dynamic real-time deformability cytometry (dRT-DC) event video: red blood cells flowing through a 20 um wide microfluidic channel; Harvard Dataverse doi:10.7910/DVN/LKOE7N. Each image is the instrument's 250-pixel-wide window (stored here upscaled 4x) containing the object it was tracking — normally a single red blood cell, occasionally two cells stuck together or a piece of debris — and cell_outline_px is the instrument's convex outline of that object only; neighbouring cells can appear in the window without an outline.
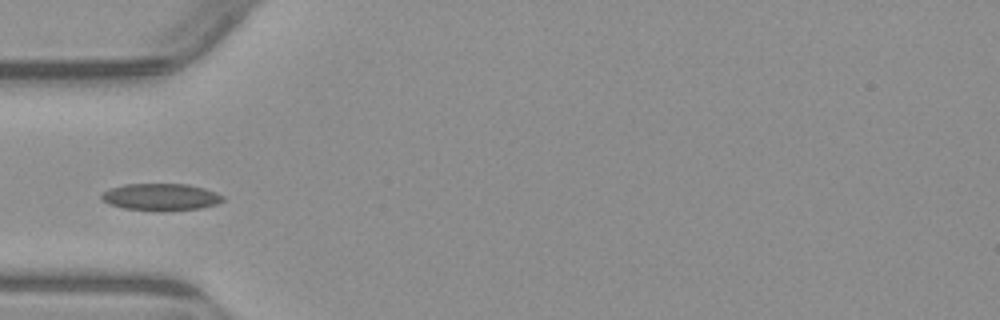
{"species": "common noctule bat (a hibernating species)", "species_latin": "Nyctalus noctula", "temperature_condition": "warm", "stored_images_in_passage": 5, "camera_frame_rate_fps": 3000, "um_per_image_px": 0.085, "animal": {"sex": "male", "body_mass_g": 23.1, "forearm_length_mm": 52.7}, "frame": {"image": 1, "passage_image": 5, "time_ms": 4.667, "image_size_px": [1000, 320], "cell_outline_px": [[224, 200], [216, 204], [200, 208], [124, 208], [108, 204], [100, 196], [104, 192], [112, 188], [124, 184], [188, 184], [204, 188], [216, 192], [224, 196]], "centroid_in_image_um": [13.69, 16.69], "position_along_channel_um": 71.3, "area_um2": 18.09}}